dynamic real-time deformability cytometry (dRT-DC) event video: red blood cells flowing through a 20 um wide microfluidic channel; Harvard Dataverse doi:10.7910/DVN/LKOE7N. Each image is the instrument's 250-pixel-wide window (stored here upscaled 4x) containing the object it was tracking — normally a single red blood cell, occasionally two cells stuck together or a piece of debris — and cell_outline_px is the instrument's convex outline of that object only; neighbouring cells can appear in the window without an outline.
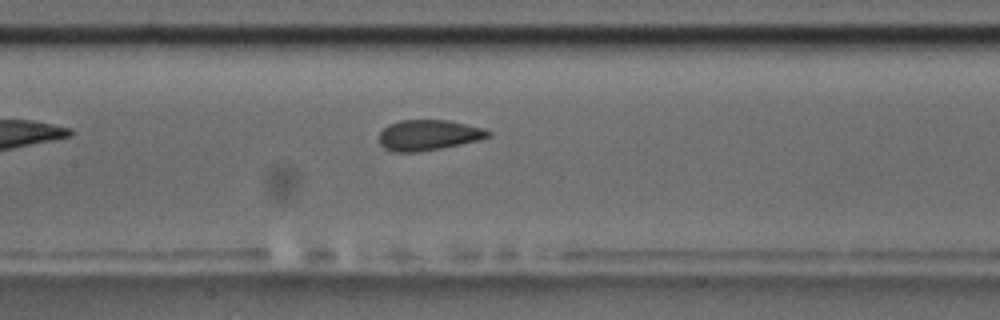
{"species": "common noctule bat (a hibernating species)", "species_latin": "Nyctalus noctula", "temperature_condition": "room temperature", "stored_images_in_passage": 20, "camera_frame_rate_fps": 3000, "um_per_image_px": 0.085, "animal": {"sex": "male", "body_mass_g": 17.5, "forearm_length_mm": 52.3}, "frame": {"image": 1, "passage_image": 9, "time_ms": 2.667, "image_size_px": [1000, 320], "cell_outline_px": [[492, 136], [460, 144], [420, 152], [392, 152], [384, 148], [380, 144], [380, 132], [388, 124], [400, 120], [444, 120], [484, 128], [492, 132]], "centroid_in_image_um": [36.39, 11.49], "position_along_channel_um": 171.0, "area_um2": 19.31}}